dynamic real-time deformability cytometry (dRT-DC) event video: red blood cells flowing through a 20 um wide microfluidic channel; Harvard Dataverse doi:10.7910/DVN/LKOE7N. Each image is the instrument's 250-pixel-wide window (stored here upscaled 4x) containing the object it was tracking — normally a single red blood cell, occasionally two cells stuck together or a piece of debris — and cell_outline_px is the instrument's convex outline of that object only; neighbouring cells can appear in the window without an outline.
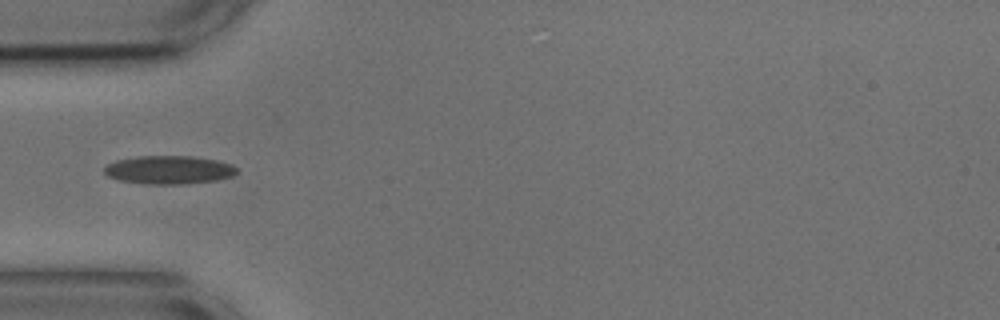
{"species": "common noctule bat (a hibernating species)", "species_latin": "Nyctalus noctula", "temperature_condition": "cold", "stored_images_in_passage": 4, "camera_frame_rate_fps": 3000, "um_per_image_px": 0.085, "animal": {"sex": "male", "body_mass_g": 17.9, "forearm_length_mm": 54.2}, "frame": {"image": 1, "passage_image": 1, "time_ms": 0.0, "image_size_px": [1000, 320], "cell_outline_px": [[236, 172], [232, 176], [216, 180], [184, 184], [152, 184], [120, 180], [108, 176], [104, 172], [104, 168], [108, 164], [116, 160], [136, 156], [192, 156], [216, 160], [232, 164], [236, 168]], "centroid_in_image_um": [14.36, 14.43], "position_along_channel_um": 70.6, "area_um2": 21.73}}